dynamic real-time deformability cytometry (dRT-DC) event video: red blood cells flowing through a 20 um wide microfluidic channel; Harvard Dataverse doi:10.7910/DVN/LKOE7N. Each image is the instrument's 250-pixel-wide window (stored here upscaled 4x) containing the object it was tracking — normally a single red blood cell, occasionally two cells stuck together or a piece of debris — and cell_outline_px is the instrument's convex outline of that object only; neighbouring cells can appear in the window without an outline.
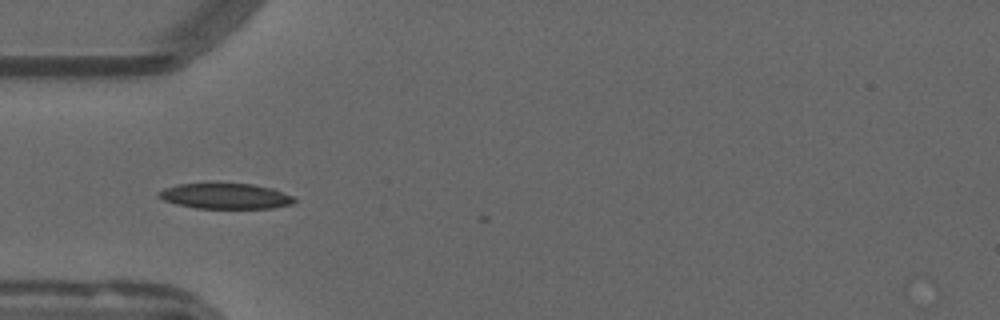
{"species": "common noctule bat (a hibernating species)", "species_latin": "Nyctalus noctula", "temperature_condition": "warm", "stored_images_in_passage": 2, "camera_frame_rate_fps": 3000, "um_per_image_px": 0.085, "animal": {"sex": "male", "forearm_length_mm": 52.5}, "frame": {"image": 1, "passage_image": 1, "time_ms": 0.0, "image_size_px": [1000, 320], "cell_outline_px": [[296, 200], [292, 204], [272, 208], [196, 208], [176, 204], [164, 200], [156, 196], [156, 192], [164, 188], [176, 184], [252, 184], [276, 188], [292, 196]], "centroid_in_image_um": [19.16, 16.67], "position_along_channel_um": 65.8, "area_um2": 20.23}}